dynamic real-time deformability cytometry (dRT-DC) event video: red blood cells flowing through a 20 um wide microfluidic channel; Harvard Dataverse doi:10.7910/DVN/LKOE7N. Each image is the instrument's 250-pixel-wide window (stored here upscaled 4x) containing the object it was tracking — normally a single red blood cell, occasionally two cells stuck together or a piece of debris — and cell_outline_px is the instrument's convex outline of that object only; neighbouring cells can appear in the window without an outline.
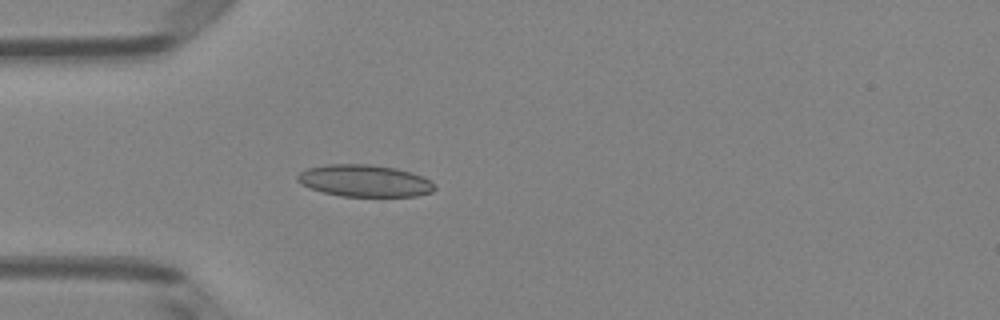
{"species": "Egyptian fruit bat (a non-hibernating species)", "species_latin": "Rousettus aegyptiacus", "temperature_condition": "room temperature", "stored_images_in_passage": 5, "camera_frame_rate_fps": 3000, "um_per_image_px": 0.085, "animal": {"sex": "female"}, "frame": {"image": 1, "passage_image": 5, "time_ms": 1.333, "image_size_px": [1000, 320], "cell_outline_px": [[436, 188], [432, 192], [416, 196], [340, 196], [324, 192], [300, 184], [296, 180], [296, 176], [300, 172], [308, 168], [324, 164], [372, 164], [396, 168], [412, 172], [424, 176], [436, 184]], "centroid_in_image_um": [31.02, 15.35], "position_along_channel_um": 54.0, "area_um2": 25.78}}